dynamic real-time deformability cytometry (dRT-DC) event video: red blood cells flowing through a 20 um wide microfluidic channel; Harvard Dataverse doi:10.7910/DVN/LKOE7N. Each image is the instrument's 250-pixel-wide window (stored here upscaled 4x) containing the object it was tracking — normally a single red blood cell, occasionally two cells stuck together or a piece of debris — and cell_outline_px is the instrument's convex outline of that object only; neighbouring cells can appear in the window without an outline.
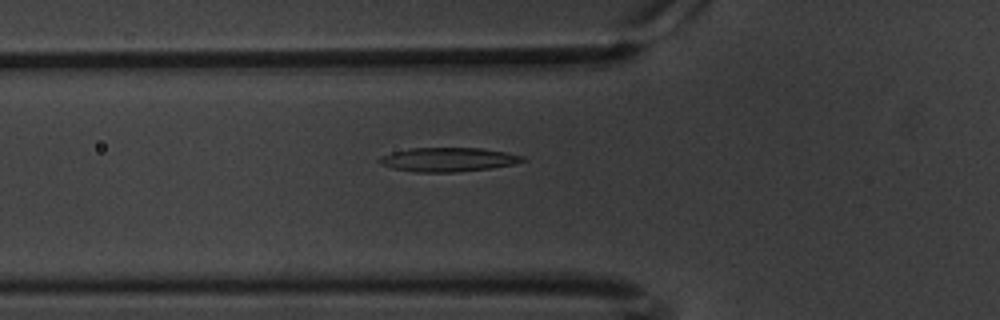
{"species": "common noctule bat (a hibernating species)", "species_latin": "Nyctalus noctula", "temperature_condition": "warm", "stored_images_in_passage": 60, "camera_frame_rate_fps": 3000, "um_per_image_px": 0.085, "animal": {"sex": "male", "body_mass_g": 20.1, "forearm_length_mm": 53.5}, "frame": {"image": 1, "passage_image": 21, "time_ms": 6.667, "image_size_px": [1000, 320], "cell_outline_px": [[528, 160], [512, 164], [492, 168], [456, 172], [416, 172], [392, 168], [380, 164], [376, 160], [380, 156], [392, 152], [412, 148], [480, 148], [504, 152], [524, 156]], "centroid_in_image_um": [38.06, 13.56], "position_along_channel_um": 87.7, "area_um2": 20.06}}
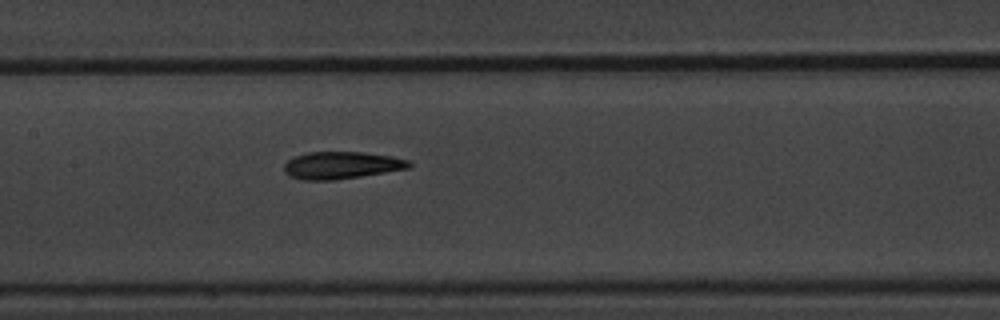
{"frame": {"image": 2, "passage_image": 29, "time_ms": 9.333, "image_size_px": [1000, 320], "cell_outline_px": [[412, 164], [408, 168], [336, 180], [300, 180], [288, 176], [284, 172], [284, 164], [292, 156], [308, 152], [364, 152], [392, 156], [408, 160]], "centroid_in_image_um": [28.96, 14.04], "position_along_channel_um": 178.4, "area_um2": 19.94}}
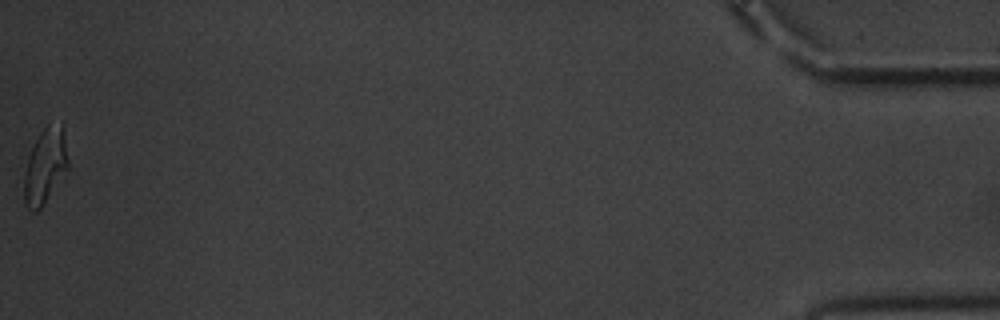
{"frame": {"image": 3, "passage_image": 60, "time_ms": 19.667, "image_size_px": [1000, 320], "cell_outline_px": [[68, 168], [40, 208], [36, 212], [32, 212], [28, 208], [24, 200], [24, 176], [28, 156], [40, 132], [48, 124], [64, 128], [68, 160]], "centroid_in_image_um": [3.83, 14.13], "position_along_channel_um": 431.4, "area_um2": 18.79}, "authors_computed_cell_mechanics": {"area_um2": 20.0566, "velocity_mm_per_s": 3.3675, "shape_relaxation_time_tau1_ms": 4.728, "shape_relaxation_time_tau2_ms": 4.2612, "deformation_change_tau1": 0.1765, "deformation_change_tau2": 0.1264}}